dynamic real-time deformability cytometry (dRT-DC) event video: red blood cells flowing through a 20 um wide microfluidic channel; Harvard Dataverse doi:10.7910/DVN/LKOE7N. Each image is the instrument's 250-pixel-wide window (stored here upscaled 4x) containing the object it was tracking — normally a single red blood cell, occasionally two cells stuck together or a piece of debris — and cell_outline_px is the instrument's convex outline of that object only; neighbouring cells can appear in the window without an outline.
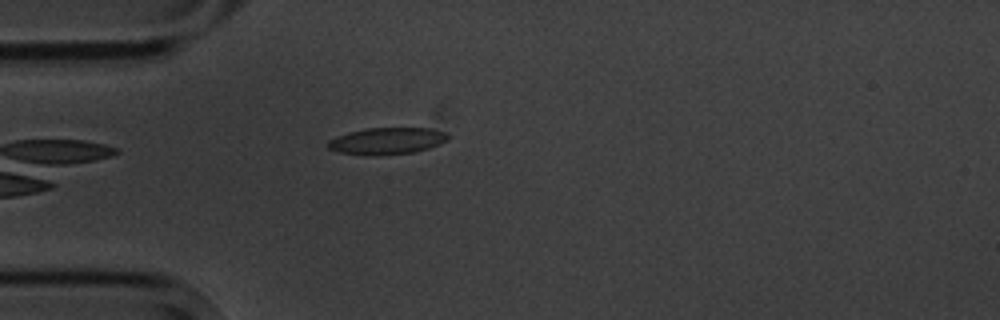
{"species": "common noctule bat (a hibernating species)", "species_latin": "Nyctalus noctula", "temperature_condition": "cold", "stored_images_in_passage": 5, "camera_frame_rate_fps": 3000, "um_per_image_px": 0.085, "animal": {"sex": "male", "body_mass_g": 20.1, "forearm_length_mm": 53.5}, "frame": {"image": 1, "passage_image": 5, "time_ms": 4.667, "image_size_px": [1000, 320], "cell_outline_px": [[448, 140], [440, 144], [428, 148], [412, 152], [340, 152], [328, 148], [328, 140], [336, 136], [348, 132], [364, 128], [428, 128], [444, 132], [448, 136]], "centroid_in_image_um": [32.92, 11.91], "position_along_channel_um": 52.1, "area_um2": 17.57}}